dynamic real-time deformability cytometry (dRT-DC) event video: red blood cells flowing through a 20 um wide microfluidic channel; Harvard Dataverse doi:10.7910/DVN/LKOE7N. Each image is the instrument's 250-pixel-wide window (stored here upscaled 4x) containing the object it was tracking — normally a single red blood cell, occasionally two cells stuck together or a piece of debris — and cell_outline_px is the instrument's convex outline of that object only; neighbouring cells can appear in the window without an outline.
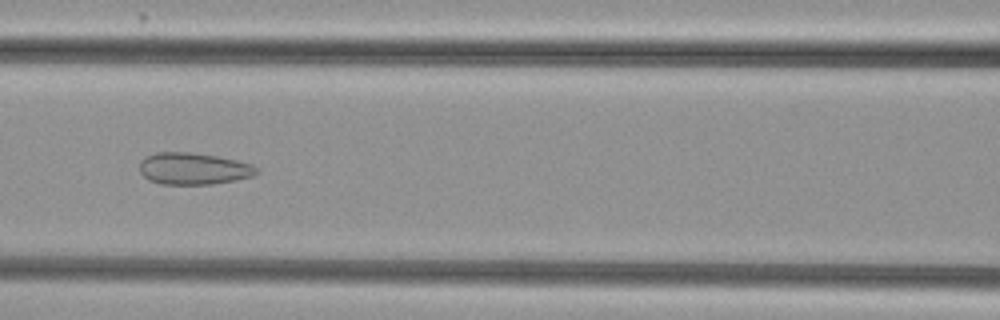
{"species": "common noctule bat (a hibernating species)", "species_latin": "Nyctalus noctula", "temperature_condition": "cold", "stored_images_in_passage": 40, "camera_frame_rate_fps": 3000, "um_per_image_px": 0.085, "animal": {"sex": "female", "body_mass_g": 29.2, "forearm_length_mm": 56.3}, "frame": {"image": 1, "passage_image": 11, "time_ms": 3.333, "image_size_px": [1000, 320], "cell_outline_px": [[260, 172], [252, 176], [236, 180], [212, 184], [160, 184], [148, 180], [140, 172], [140, 160], [144, 156], [156, 152], [188, 152], [216, 156], [236, 160], [252, 164], [260, 168]], "centroid_in_image_um": [16.45, 14.33], "position_along_channel_um": 150.2, "area_um2": 21.91}}
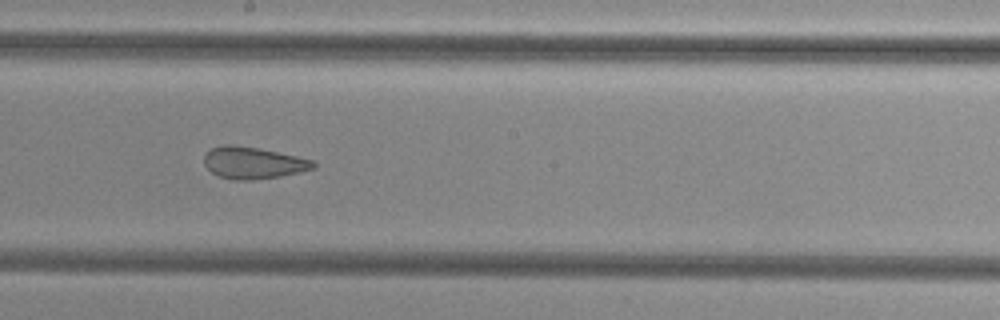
{"frame": {"image": 2, "passage_image": 17, "time_ms": 5.333, "image_size_px": [1000, 320], "cell_outline_px": [[316, 168], [300, 172], [280, 176], [252, 180], [232, 180], [220, 176], [212, 172], [204, 164], [204, 156], [212, 148], [224, 144], [232, 144], [260, 148], [296, 156], [312, 160], [316, 164]], "centroid_in_image_um": [21.52, 13.84], "position_along_channel_um": 226.7, "area_um2": 20.23}}
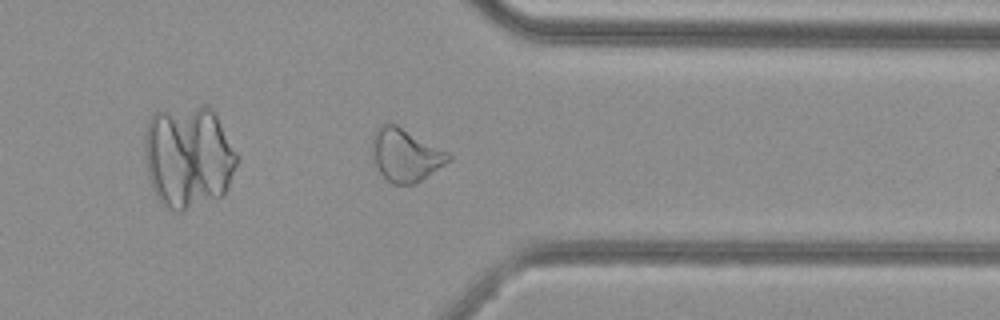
{"frame": {"image": 3, "passage_image": 29, "time_ms": 9.333, "image_size_px": [1000, 320], "cell_outline_px": [[452, 160], [416, 184], [392, 184], [380, 172], [376, 164], [372, 144], [372, 136], [376, 128], [380, 124], [388, 120], [396, 124], [448, 152], [452, 156]], "centroid_in_image_um": [34.48, 13.15], "position_along_channel_um": 376.9, "area_um2": 23.52}, "authors_computed_cell_mechanics": {"area_um2": 22.9755, "velocity_mm_per_s": 3.8344, "shape_relaxation_time_tau1_ms": null, "shape_relaxation_time_tau2_ms": 1.4875, "deformation_change_tau1": null, "deformation_change_tau2": 0.0839}}